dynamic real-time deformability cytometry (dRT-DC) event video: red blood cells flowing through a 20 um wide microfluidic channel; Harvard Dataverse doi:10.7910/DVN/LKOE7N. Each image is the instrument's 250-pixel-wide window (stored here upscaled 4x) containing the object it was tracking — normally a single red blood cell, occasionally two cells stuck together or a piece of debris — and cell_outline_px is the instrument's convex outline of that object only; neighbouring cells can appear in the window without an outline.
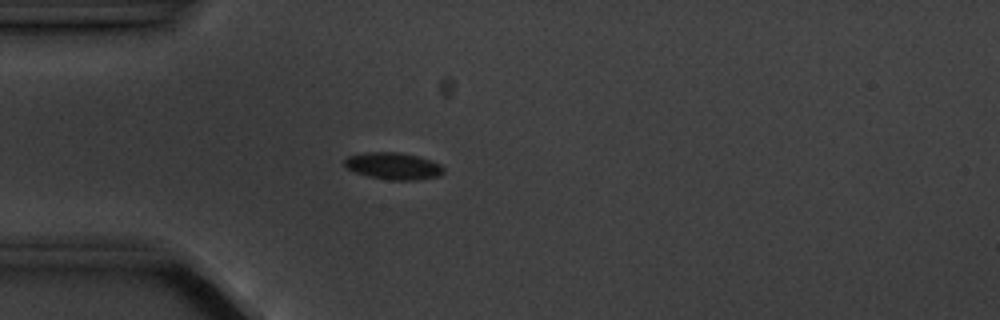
{"species": "common noctule bat (a hibernating species)", "species_latin": "Nyctalus noctula", "temperature_condition": "cold", "stored_images_in_passage": 4, "camera_frame_rate_fps": 3000, "um_per_image_px": 0.085, "animal": {"sex": "male", "body_mass_g": 20.1, "forearm_length_mm": 53.5}, "frame": {"image": 1, "passage_image": 4, "time_ms": 3.333, "image_size_px": [1000, 320], "cell_outline_px": [[444, 172], [440, 176], [416, 180], [388, 180], [368, 176], [356, 172], [348, 168], [344, 164], [344, 160], [348, 156], [364, 152], [400, 152], [432, 160], [440, 164], [444, 168]], "centroid_in_image_um": [33.45, 14.11], "position_along_channel_um": 51.5, "area_um2": 15.61}}